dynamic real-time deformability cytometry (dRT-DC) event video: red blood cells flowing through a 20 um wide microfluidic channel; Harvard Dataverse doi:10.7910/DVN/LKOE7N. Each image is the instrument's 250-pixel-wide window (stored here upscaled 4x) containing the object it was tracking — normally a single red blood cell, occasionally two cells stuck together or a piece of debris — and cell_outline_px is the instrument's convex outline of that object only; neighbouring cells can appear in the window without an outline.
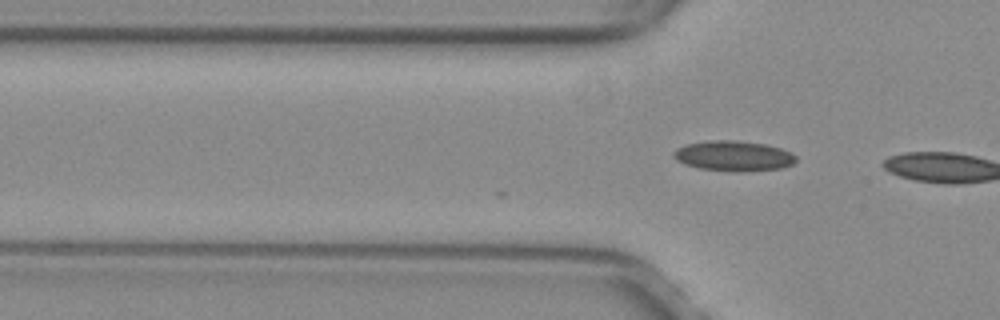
{"species": "common noctule bat (a hibernating species)", "species_latin": "Nyctalus noctula", "temperature_condition": "warm", "stored_images_in_passage": 3, "camera_frame_rate_fps": 3000, "um_per_image_px": 0.085, "animal": {"sex": "female", "body_mass_g": 29.2, "forearm_length_mm": 56.3}, "frame": {"image": 1, "passage_image": 3, "time_ms": 0.667, "image_size_px": [1000, 320], "cell_outline_px": [[796, 160], [792, 164], [780, 168], [740, 172], [732, 172], [700, 168], [684, 164], [676, 160], [672, 156], [672, 152], [676, 148], [688, 144], [708, 140], [736, 140], [764, 144], [780, 148], [796, 156]], "centroid_in_image_um": [62.3, 13.25], "position_along_channel_um": 63.5, "area_um2": 21.56}}